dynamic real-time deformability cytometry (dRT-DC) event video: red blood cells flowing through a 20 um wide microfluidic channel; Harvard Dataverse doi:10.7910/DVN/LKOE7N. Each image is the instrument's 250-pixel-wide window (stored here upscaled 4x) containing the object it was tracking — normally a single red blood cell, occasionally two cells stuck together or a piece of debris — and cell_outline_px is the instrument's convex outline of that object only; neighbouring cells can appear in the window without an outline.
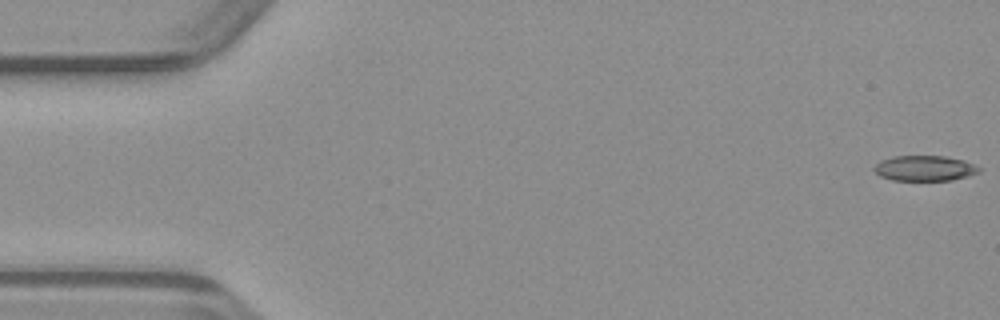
{"species": "common noctule bat (a hibernating species)", "species_latin": "Nyctalus noctula", "temperature_condition": "warm", "stored_images_in_passage": 49, "camera_frame_rate_fps": 3000, "um_per_image_px": 0.085, "animal": {"sex": "male", "body_mass_g": 23.1, "forearm_length_mm": 52.7}, "frame": {"image": 1, "passage_image": 1, "time_ms": 0.0, "image_size_px": [1000, 320], "cell_outline_px": [[980, 172], [968, 176], [952, 180], [892, 180], [880, 176], [872, 168], [880, 160], [892, 156], [944, 156], [964, 160], [980, 168]], "centroid_in_image_um": [78.57, 14.3], "position_along_channel_um": 6.4, "area_um2": 15.49}}
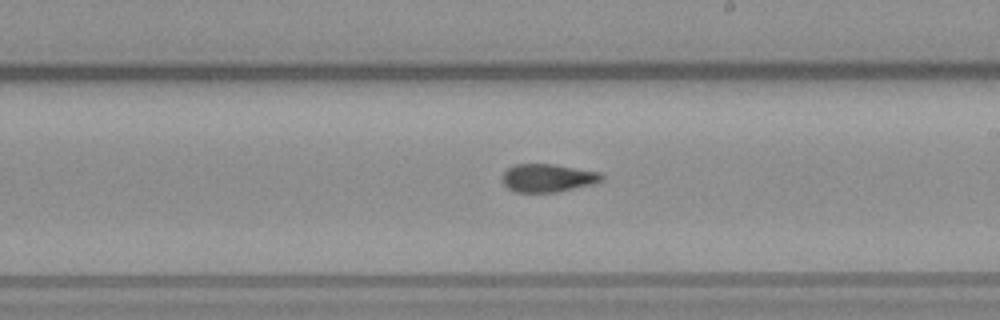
{"frame": {"image": 2, "passage_image": 28, "time_ms": 9.0, "image_size_px": [1000, 320], "cell_outline_px": [[604, 180], [596, 184], [556, 192], [516, 192], [508, 188], [504, 184], [504, 172], [508, 168], [516, 164], [552, 164], [600, 172], [604, 176]], "centroid_in_image_um": [46.63, 15.13], "position_along_channel_um": 242.4, "area_um2": 16.24}}
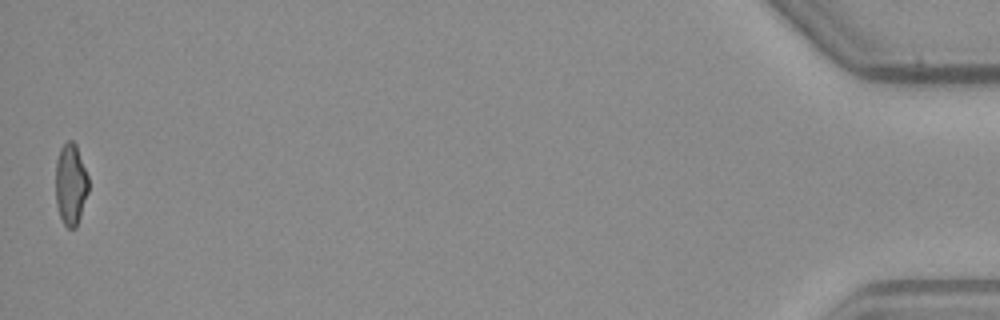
{"frame": {"image": 3, "passage_image": 49, "time_ms": 16.0, "image_size_px": [1000, 320], "cell_outline_px": [[88, 192], [76, 228], [68, 228], [64, 224], [60, 216], [56, 204], [56, 160], [60, 148], [68, 140], [72, 140], [76, 144], [88, 176]], "centroid_in_image_um": [6.01, 15.65], "position_along_channel_um": 429.2, "area_um2": 15.55}}